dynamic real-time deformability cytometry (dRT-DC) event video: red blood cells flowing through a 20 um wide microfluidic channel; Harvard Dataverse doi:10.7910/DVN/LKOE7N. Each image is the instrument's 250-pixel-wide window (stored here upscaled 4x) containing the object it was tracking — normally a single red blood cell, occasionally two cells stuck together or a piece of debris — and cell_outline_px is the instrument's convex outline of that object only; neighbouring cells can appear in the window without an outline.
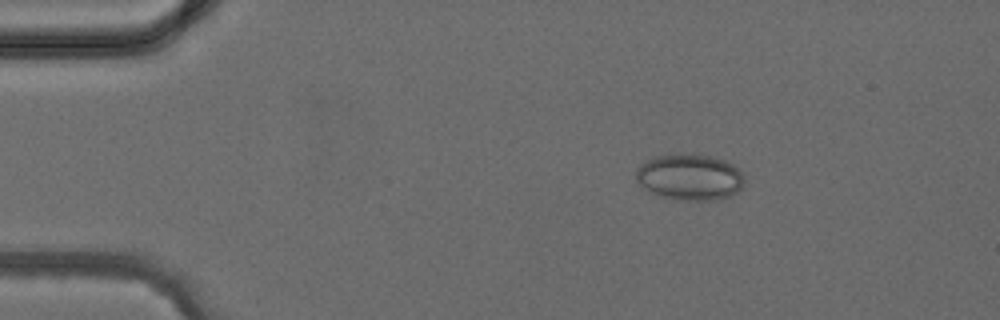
{"species": "common noctule bat (a hibernating species)", "species_latin": "Nyctalus noctula", "temperature_condition": "cold", "stored_images_in_passage": 4, "camera_frame_rate_fps": 3000, "um_per_image_px": 0.085, "animal": {"sex": "female", "body_mass_g": 24.6, "forearm_length_mm": 56.2}, "frame": {"image": 1, "passage_image": 2, "time_ms": 1.0, "image_size_px": [1000, 320], "cell_outline_px": [[744, 184], [736, 192], [728, 196], [716, 200], [676, 200], [660, 196], [644, 188], [636, 180], [636, 168], [640, 164], [652, 156], [684, 152], [712, 156], [724, 160], [732, 164], [744, 176]], "centroid_in_image_um": [58.59, 15.03], "position_along_channel_um": 26.4, "area_um2": 29.54}}